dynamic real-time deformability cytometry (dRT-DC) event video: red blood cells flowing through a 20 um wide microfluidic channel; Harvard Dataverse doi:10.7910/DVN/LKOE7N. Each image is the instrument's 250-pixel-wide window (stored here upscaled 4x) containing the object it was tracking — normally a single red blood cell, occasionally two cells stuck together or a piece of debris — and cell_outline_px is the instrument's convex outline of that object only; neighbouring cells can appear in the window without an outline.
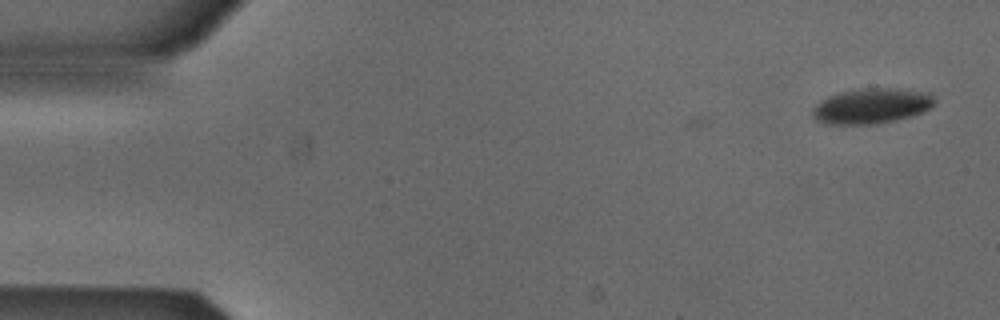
{"species": "Egyptian fruit bat (a non-hibernating species)", "species_latin": "Rousettus aegyptiacus", "temperature_condition": "cold", "stored_images_in_passage": 4, "camera_frame_rate_fps": 3000, "um_per_image_px": 0.085, "animal": {"sex": "male"}, "frame": {"image": 1, "passage_image": 1, "time_ms": 0.0, "image_size_px": [1000, 320], "cell_outline_px": [[936, 104], [932, 108], [912, 116], [896, 120], [876, 124], [824, 124], [816, 120], [812, 116], [812, 108], [820, 100], [828, 96], [840, 92], [876, 88], [888, 88], [932, 92], [936, 100]], "centroid_in_image_um": [74.12, 9.02], "position_along_channel_um": 10.9, "area_um2": 25.32}}